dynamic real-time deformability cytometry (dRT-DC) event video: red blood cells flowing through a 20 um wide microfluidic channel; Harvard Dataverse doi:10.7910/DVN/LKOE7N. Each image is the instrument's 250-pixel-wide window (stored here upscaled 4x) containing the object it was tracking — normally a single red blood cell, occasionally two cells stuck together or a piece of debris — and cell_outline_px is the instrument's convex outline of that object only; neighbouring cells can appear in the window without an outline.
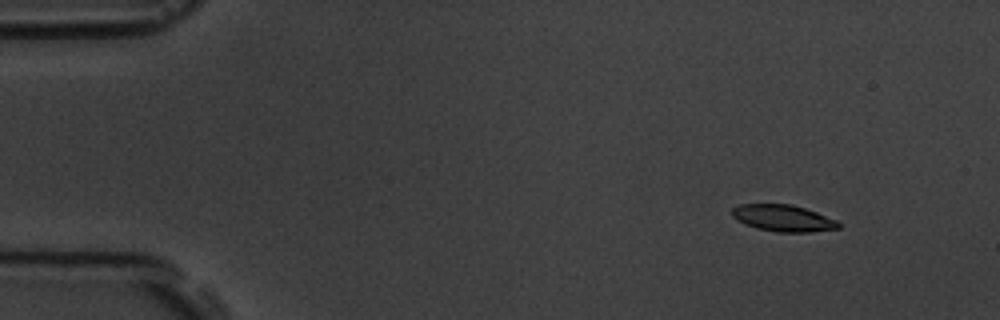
{"species": "common noctule bat (a hibernating species)", "species_latin": "Nyctalus noctula", "temperature_condition": "room temperature", "stored_images_in_passage": 5, "segment_of_instrument_passage": [1, 2], "camera_frame_rate_fps": 3000, "um_per_image_px": 0.085, "animal": {"sex": "male", "body_mass_g": 19.5, "forearm_length_mm": 54.6}, "frame": {"image": 1, "passage_image": 1, "time_ms": 0.0, "image_size_px": [1000, 320], "cell_outline_px": [[840, 228], [812, 232], [776, 232], [756, 228], [744, 224], [736, 220], [732, 216], [732, 208], [740, 204], [792, 204], [816, 212], [836, 220], [840, 224]], "centroid_in_image_um": [66.54, 18.55], "position_along_channel_um": 18.5, "area_um2": 16.59}}